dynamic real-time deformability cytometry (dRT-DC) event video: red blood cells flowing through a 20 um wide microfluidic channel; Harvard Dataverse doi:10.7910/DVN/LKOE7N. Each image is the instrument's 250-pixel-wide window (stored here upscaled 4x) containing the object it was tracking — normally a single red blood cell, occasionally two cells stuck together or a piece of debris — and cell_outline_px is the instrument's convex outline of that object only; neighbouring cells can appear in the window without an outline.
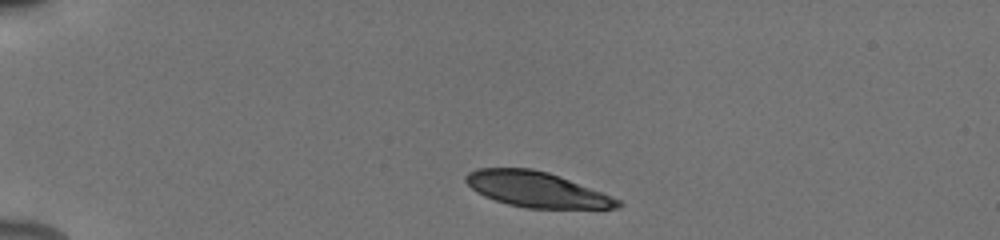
{"species": "human", "species_latin": "Homo sapiens", "temperature_condition": "cold", "stored_images_in_passage": 42, "camera_frame_rate_fps": 3000, "um_per_image_px": 0.085, "donor": {"sex": "male"}, "frame": {"image": 1, "passage_image": 1, "time_ms": 0.0, "image_size_px": [1000, 240], "cell_outline_px": [[624, 204], [620, 208], [528, 208], [508, 204], [484, 196], [476, 192], [464, 180], [464, 176], [468, 172], [476, 168], [532, 168], [548, 172], [600, 192], [620, 200]], "centroid_in_image_um": [45.56, 16.1], "position_along_channel_um": 39.4, "area_um2": 30.98}}
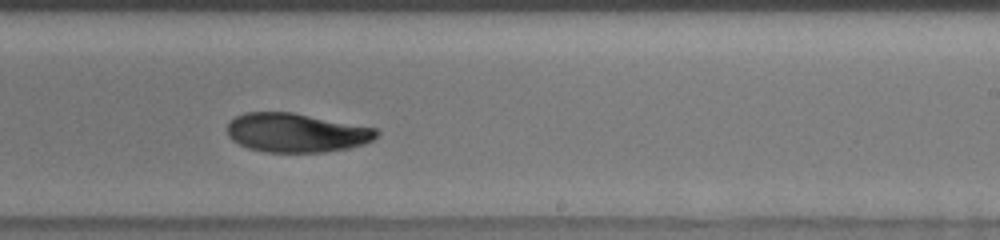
{"frame": {"image": 2, "passage_image": 23, "time_ms": 7.333, "image_size_px": [1000, 240], "cell_outline_px": [[380, 136], [364, 144], [348, 148], [324, 152], [264, 152], [248, 148], [232, 140], [228, 136], [228, 124], [236, 116], [244, 112], [292, 112], [376, 128], [380, 132]], "centroid_in_image_um": [25.21, 11.28], "position_along_channel_um": 263.8, "area_um2": 33.99}}
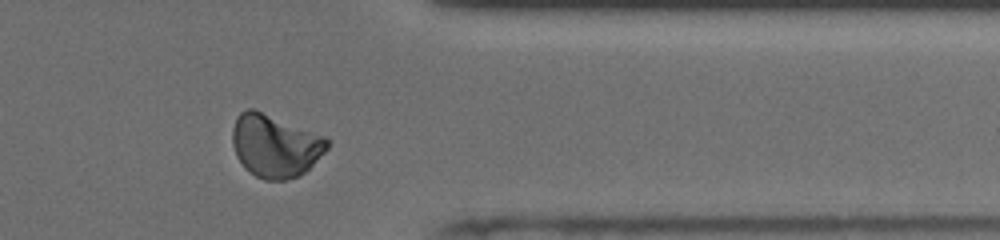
{"frame": {"image": 3, "passage_image": 33, "time_ms": 10.667, "image_size_px": [1000, 240], "cell_outline_px": [[328, 148], [300, 176], [284, 180], [264, 180], [256, 176], [244, 168], [236, 156], [232, 144], [232, 128], [236, 116], [240, 112], [248, 108], [252, 108], [324, 136], [328, 140]], "centroid_in_image_um": [23.33, 12.39], "position_along_channel_um": 388.1, "area_um2": 34.51}, "authors_computed_cell_mechanics": {"area_um2": 34.0153, "velocity_mm_per_s": 3.8833, "shape_relaxation_time_tau1_ms": 4.6241, "shape_relaxation_time_tau2_ms": 5.1048, "deformation_change_tau1": 0.1286, "deformation_change_tau2": 0.0899}}